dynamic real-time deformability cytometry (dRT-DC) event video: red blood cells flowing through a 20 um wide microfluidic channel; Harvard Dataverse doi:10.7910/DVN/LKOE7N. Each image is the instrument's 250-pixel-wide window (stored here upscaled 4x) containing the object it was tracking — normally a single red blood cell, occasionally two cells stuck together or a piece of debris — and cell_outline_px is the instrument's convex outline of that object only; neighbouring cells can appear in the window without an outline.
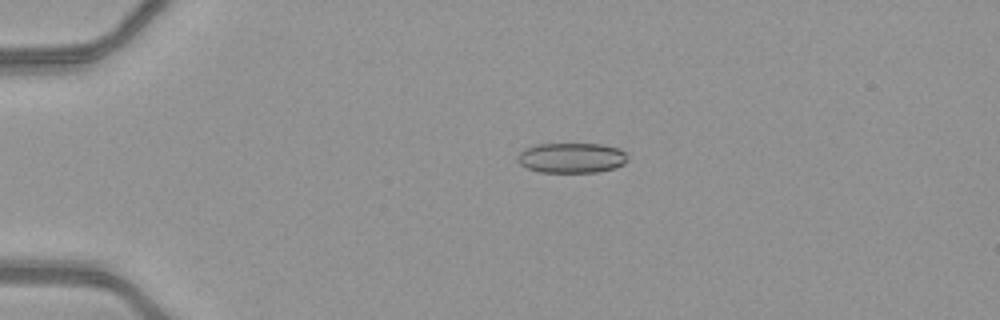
{"species": "common noctule bat (a hibernating species)", "species_latin": "Nyctalus noctula", "temperature_condition": "warm", "stored_images_in_passage": 43, "camera_frame_rate_fps": 3000, "um_per_image_px": 0.085, "animal": {"sex": "female", "body_mass_g": 21.9}, "frame": {"image": 1, "passage_image": 4, "time_ms": 1.0, "image_size_px": [1000, 320], "cell_outline_px": [[628, 160], [624, 164], [616, 168], [596, 172], [540, 172], [528, 168], [520, 164], [516, 160], [516, 156], [524, 148], [536, 144], [600, 144], [620, 148], [628, 156]], "centroid_in_image_um": [48.58, 13.41], "position_along_channel_um": 36.4, "area_um2": 19.54}}
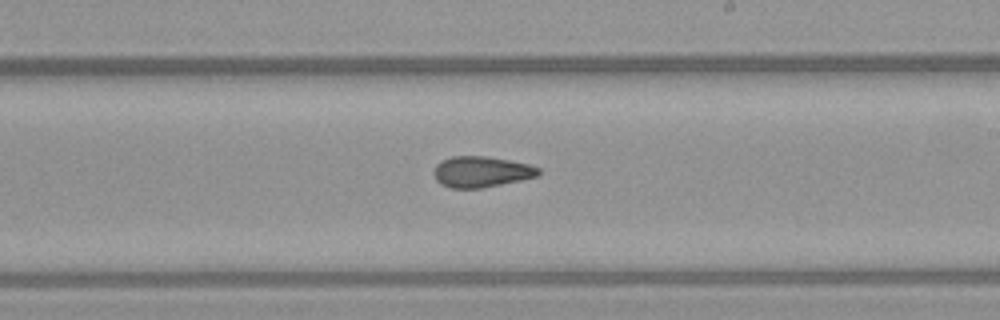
{"frame": {"image": 2, "passage_image": 23, "time_ms": 7.333, "image_size_px": [1000, 320], "cell_outline_px": [[540, 172], [536, 176], [520, 180], [480, 188], [452, 188], [440, 184], [436, 180], [432, 172], [436, 164], [440, 160], [452, 156], [488, 156], [528, 164], [540, 168]], "centroid_in_image_um": [40.85, 14.59], "position_along_channel_um": 248.1, "area_um2": 18.84}}
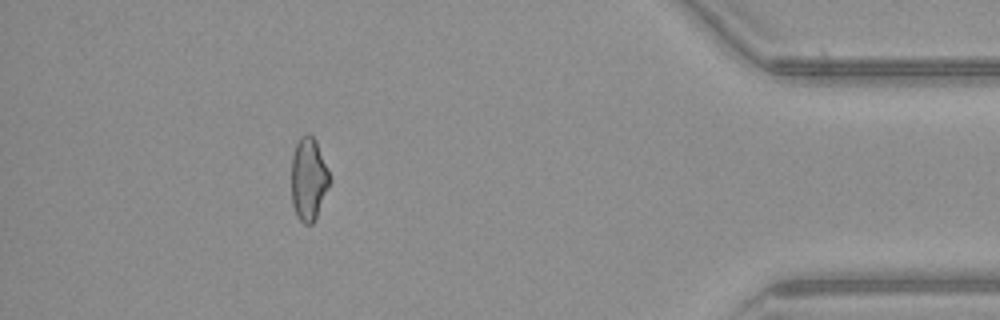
{"frame": {"image": 3, "passage_image": 38, "time_ms": 12.333, "image_size_px": [1000, 320], "cell_outline_px": [[332, 180], [316, 216], [312, 224], [304, 224], [296, 216], [292, 204], [292, 156], [296, 144], [300, 136], [304, 132], [308, 132], [316, 140], [328, 168]], "centroid_in_image_um": [26.24, 15.18], "position_along_channel_um": 409.0, "area_um2": 18.67}, "authors_computed_cell_mechanics": {"area_um2": 19.1318, "velocity_mm_per_s": 4.147, "shape_relaxation_time_tau1_ms": null, "shape_relaxation_time_tau2_ms": 2.1608, "deformation_change_tau1": null, "deformation_change_tau2": 0.0834}}